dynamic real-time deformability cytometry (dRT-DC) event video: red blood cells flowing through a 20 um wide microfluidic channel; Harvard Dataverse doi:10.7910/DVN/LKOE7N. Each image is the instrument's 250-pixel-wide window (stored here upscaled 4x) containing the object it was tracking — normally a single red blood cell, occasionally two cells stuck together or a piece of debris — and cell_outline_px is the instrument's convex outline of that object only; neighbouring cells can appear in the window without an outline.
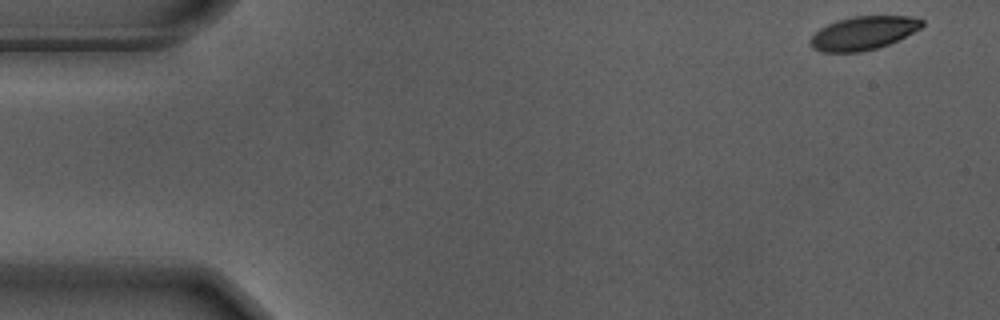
{"species": "Egyptian fruit bat (a non-hibernating species)", "species_latin": "Rousettus aegyptiacus", "temperature_condition": "warm", "stored_images_in_passage": 54, "camera_frame_rate_fps": 3000, "um_per_image_px": 0.085, "animal": {"sex": "male"}, "frame": {"image": 1, "passage_image": 1, "time_ms": 0.0, "image_size_px": [1000, 320], "cell_outline_px": [[924, 24], [920, 28], [888, 44], [876, 48], [860, 52], [820, 52], [812, 48], [812, 36], [820, 28], [836, 20], [852, 16], [912, 16], [924, 20]], "centroid_in_image_um": [73.38, 2.8], "position_along_channel_um": 11.6, "area_um2": 21.56}}
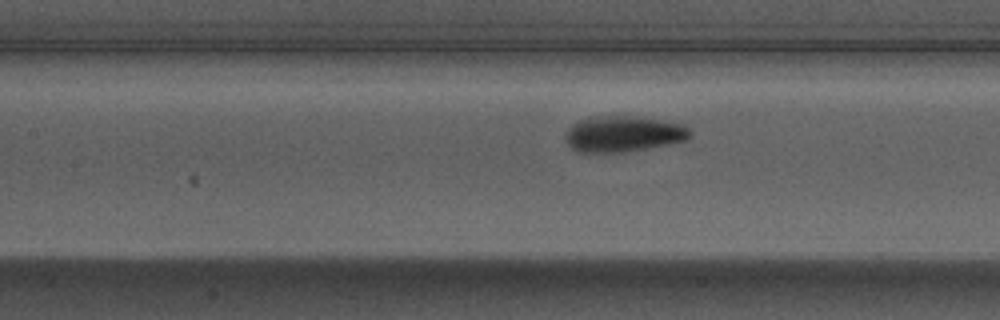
{"frame": {"image": 2, "passage_image": 23, "time_ms": 7.333, "image_size_px": [1000, 320], "cell_outline_px": [[692, 136], [688, 140], [668, 144], [620, 152], [576, 152], [564, 140], [564, 132], [572, 124], [580, 120], [596, 116], [624, 116], [656, 120], [684, 124], [692, 132]], "centroid_in_image_um": [52.94, 11.39], "position_along_channel_um": 154.5, "area_um2": 25.89}}
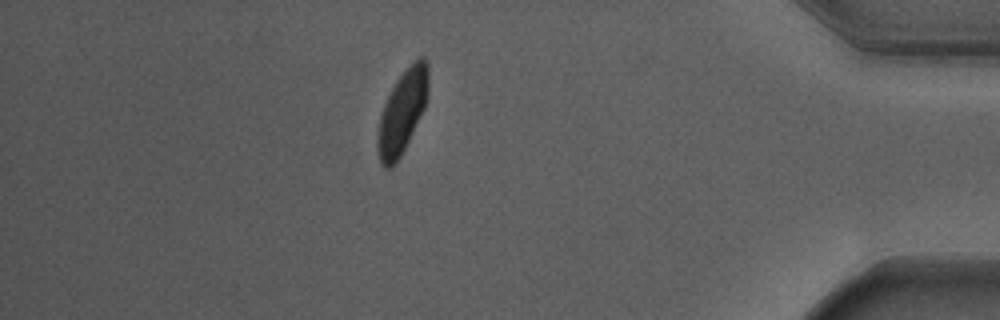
{"frame": {"image": 3, "passage_image": 47, "time_ms": 15.333, "image_size_px": [1000, 320], "cell_outline_px": [[428, 96], [424, 108], [400, 156], [392, 168], [384, 168], [380, 164], [376, 148], [376, 136], [380, 116], [384, 104], [396, 80], [420, 56], [424, 56], [428, 64]], "centroid_in_image_um": [34.17, 9.55], "position_along_channel_um": 401.0, "area_um2": 24.28}, "authors_computed_cell_mechanics": {"area_um2": 24.2182, "velocity_mm_per_s": 3.6553, "shape_relaxation_time_tau1_ms": 2.4295, "shape_relaxation_time_tau2_ms": null, "deformation_change_tau1": 0.1466, "deformation_change_tau2": null}}